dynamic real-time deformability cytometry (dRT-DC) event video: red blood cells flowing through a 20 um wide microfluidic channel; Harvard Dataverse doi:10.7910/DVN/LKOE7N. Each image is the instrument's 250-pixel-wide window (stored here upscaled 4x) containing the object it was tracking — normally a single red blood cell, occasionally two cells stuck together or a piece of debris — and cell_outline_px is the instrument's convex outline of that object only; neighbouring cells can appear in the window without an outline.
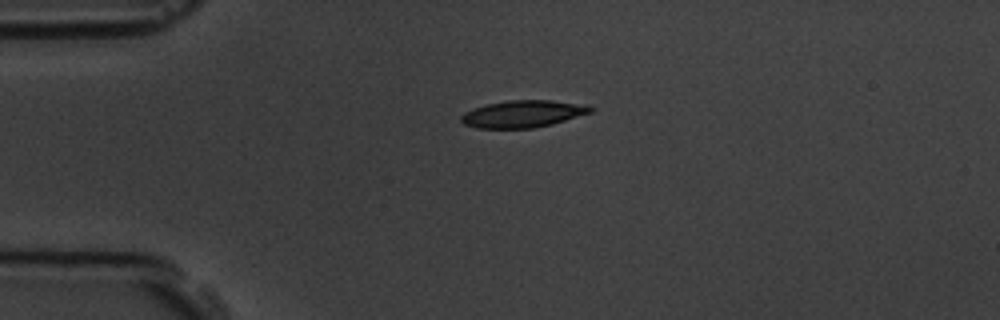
{"species": "common noctule bat (a hibernating species)", "species_latin": "Nyctalus noctula", "temperature_condition": "room temperature", "stored_images_in_passage": 4, "camera_frame_rate_fps": 3000, "um_per_image_px": 0.085, "animal": {"sex": "male", "body_mass_g": 19.5, "forearm_length_mm": 54.6}, "frame": {"image": 1, "passage_image": 1, "time_ms": 0.0, "image_size_px": [1000, 320], "cell_outline_px": [[596, 108], [592, 112], [552, 124], [532, 128], [476, 128], [464, 124], [460, 120], [460, 116], [464, 112], [472, 108], [488, 104], [508, 100], [552, 100], [588, 104]], "centroid_in_image_um": [44.47, 9.67], "position_along_channel_um": 40.5, "area_um2": 20.63}}
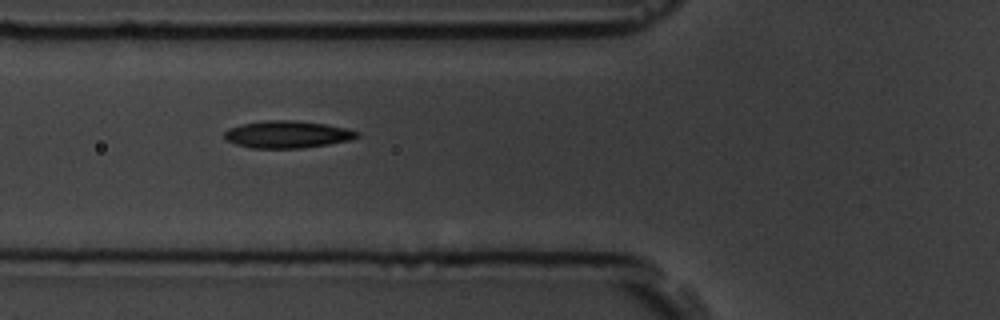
{"frame": {"image": 2, "passage_image": 3, "time_ms": 2.333, "image_size_px": [1000, 320], "cell_outline_px": [[360, 136], [352, 140], [328, 144], [300, 148], [252, 148], [236, 144], [228, 140], [224, 136], [224, 132], [228, 128], [240, 124], [268, 120], [296, 120], [324, 124], [344, 128], [360, 132]], "centroid_in_image_um": [24.43, 11.42], "position_along_channel_um": 101.4, "area_um2": 20.98}}
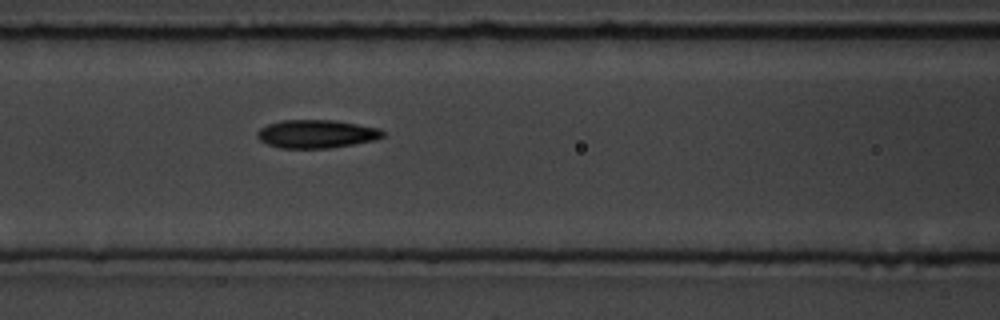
{"frame": {"image": 3, "passage_image": 4, "time_ms": 3.333, "image_size_px": [1000, 320], "cell_outline_px": [[384, 136], [376, 140], [328, 148], [280, 148], [268, 144], [260, 140], [256, 136], [256, 132], [260, 128], [268, 124], [280, 120], [336, 120], [380, 128], [384, 132]], "centroid_in_image_um": [26.9, 11.37], "position_along_channel_um": 139.7, "area_um2": 20.75}}